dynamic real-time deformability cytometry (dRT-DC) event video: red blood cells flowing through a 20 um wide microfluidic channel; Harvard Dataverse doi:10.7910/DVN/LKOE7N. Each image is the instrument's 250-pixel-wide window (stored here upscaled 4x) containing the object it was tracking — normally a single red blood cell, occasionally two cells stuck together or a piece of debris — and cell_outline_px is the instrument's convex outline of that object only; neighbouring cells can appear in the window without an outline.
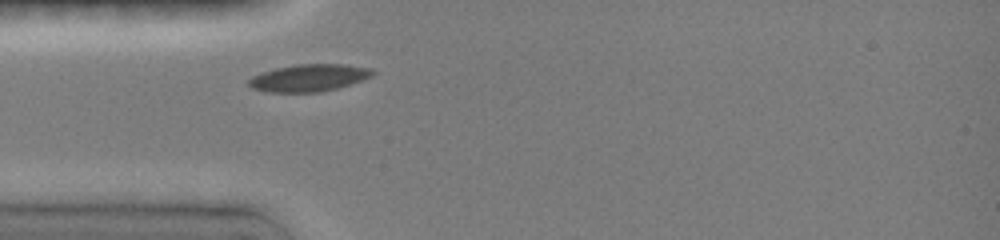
{"species": "common noctule bat (a hibernating species)", "species_latin": "Nyctalus noctula", "temperature_condition": "room temperature", "stored_images_in_passage": 1, "camera_frame_rate_fps": 3000, "um_per_image_px": 0.085, "animal": {"sex": "female", "body_mass_g": 19.0, "forearm_length_mm": 51.5}, "frame": {"image": 1, "passage_image": 1, "time_ms": 0.0, "image_size_px": [1000, 240], "cell_outline_px": [[376, 72], [372, 76], [336, 88], [320, 92], [272, 92], [252, 88], [248, 84], [248, 80], [252, 76], [260, 72], [276, 68], [296, 64], [344, 64], [372, 68]], "centroid_in_image_um": [26.25, 6.6], "position_along_channel_um": 58.8, "area_um2": 19.54}}